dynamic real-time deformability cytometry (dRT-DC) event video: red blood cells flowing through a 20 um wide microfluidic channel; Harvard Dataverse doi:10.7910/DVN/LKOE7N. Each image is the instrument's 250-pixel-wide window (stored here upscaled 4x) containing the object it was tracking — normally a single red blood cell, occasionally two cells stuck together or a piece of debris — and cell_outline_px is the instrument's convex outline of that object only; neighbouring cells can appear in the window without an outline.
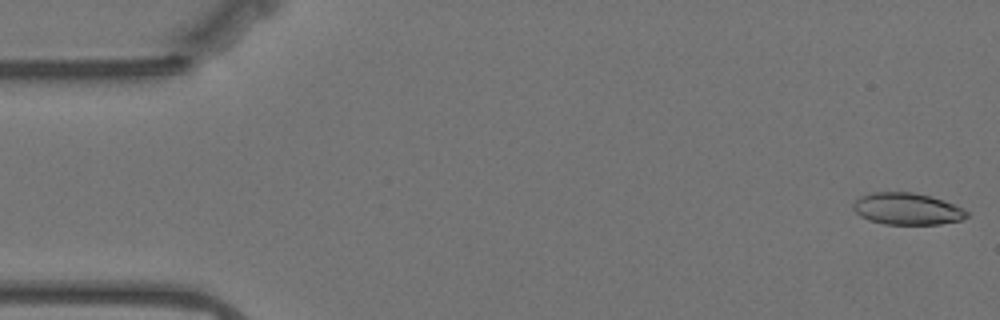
{"species": "Egyptian fruit bat (a non-hibernating species)", "species_latin": "Rousettus aegyptiacus", "temperature_condition": "warm", "stored_images_in_passage": 57, "camera_frame_rate_fps": 3000, "um_per_image_px": 0.085, "animal": {"sex": "female"}, "frame": {"image": 1, "passage_image": 1, "time_ms": 0.0, "image_size_px": [1000, 320], "cell_outline_px": [[968, 216], [960, 220], [940, 224], [884, 224], [868, 220], [860, 216], [852, 208], [852, 204], [860, 196], [872, 192], [912, 192], [932, 196], [944, 200], [964, 208], [968, 212]], "centroid_in_image_um": [77.1, 17.74], "position_along_channel_um": 7.9, "area_um2": 21.21}}
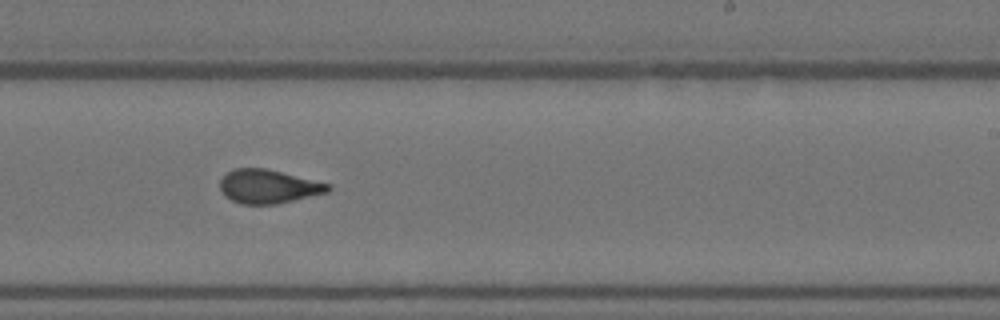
{"frame": {"image": 2, "passage_image": 34, "time_ms": 11.0, "image_size_px": [1000, 320], "cell_outline_px": [[332, 188], [328, 192], [276, 204], [240, 204], [224, 196], [220, 188], [220, 180], [232, 168], [264, 168], [332, 184]], "centroid_in_image_um": [22.8, 15.85], "position_along_channel_um": 266.2, "area_um2": 21.21}}
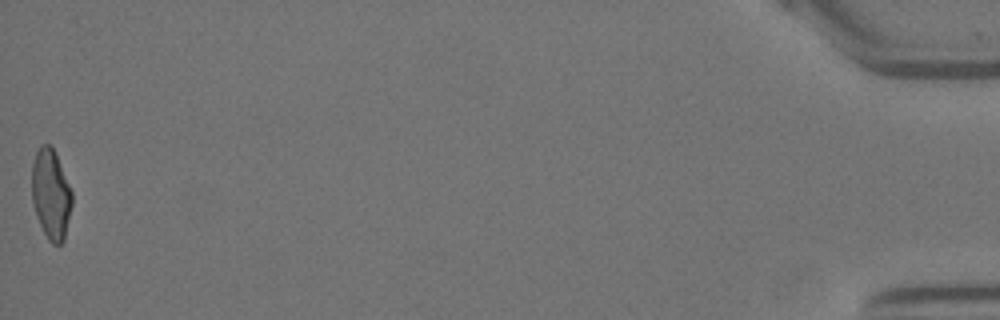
{"frame": {"image": 3, "passage_image": 57, "time_ms": 18.667, "image_size_px": [1000, 320], "cell_outline_px": [[72, 204], [64, 240], [60, 244], [52, 244], [48, 240], [36, 216], [32, 204], [32, 164], [36, 152], [40, 144], [48, 144], [52, 148], [56, 156], [72, 192]], "centroid_in_image_um": [4.31, 16.53], "position_along_channel_um": 430.9, "area_um2": 20.87}, "authors_computed_cell_mechanics": {"area_um2": 21.386, "velocity_mm_per_s": 3.5022, "shape_relaxation_time_tau1_ms": 10.0849, "shape_relaxation_time_tau2_ms": 2.0724, "deformation_change_tau1": 0.2597, "deformation_change_tau2": 0.0931}}